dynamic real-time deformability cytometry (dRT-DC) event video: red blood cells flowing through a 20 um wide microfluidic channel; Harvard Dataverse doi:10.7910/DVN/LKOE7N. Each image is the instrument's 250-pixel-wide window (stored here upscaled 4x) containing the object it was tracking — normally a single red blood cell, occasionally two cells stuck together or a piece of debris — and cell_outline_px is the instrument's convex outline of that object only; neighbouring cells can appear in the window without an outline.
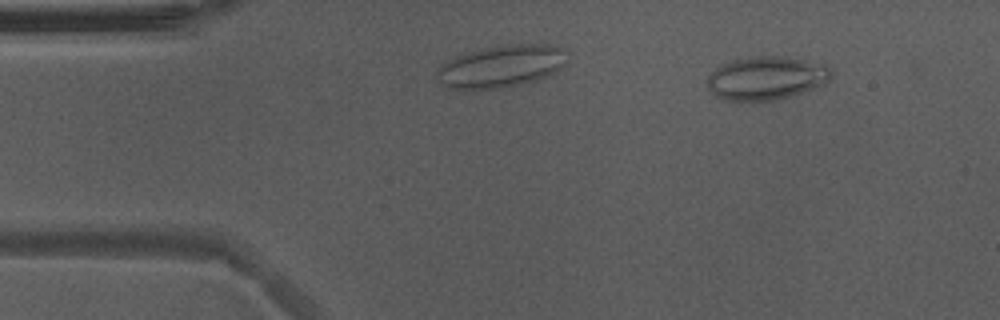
{"species": "Egyptian fruit bat (a non-hibernating species)", "species_latin": "Rousettus aegyptiacus", "temperature_condition": "warm", "stored_images_in_passage": 38, "camera_frame_rate_fps": 3000, "um_per_image_px": 0.085, "animal": {"sex": "male"}, "frame": {"image": 1, "passage_image": 6, "time_ms": 1.667, "image_size_px": [1000, 320], "cell_outline_px": [[832, 76], [824, 84], [816, 88], [792, 96], [776, 100], [724, 100], [716, 96], [708, 88], [708, 76], [720, 64], [732, 60], [756, 56], [784, 56], [828, 64], [832, 68]], "centroid_in_image_um": [65.19, 6.63], "position_along_channel_um": 19.8, "area_um2": 31.62}}
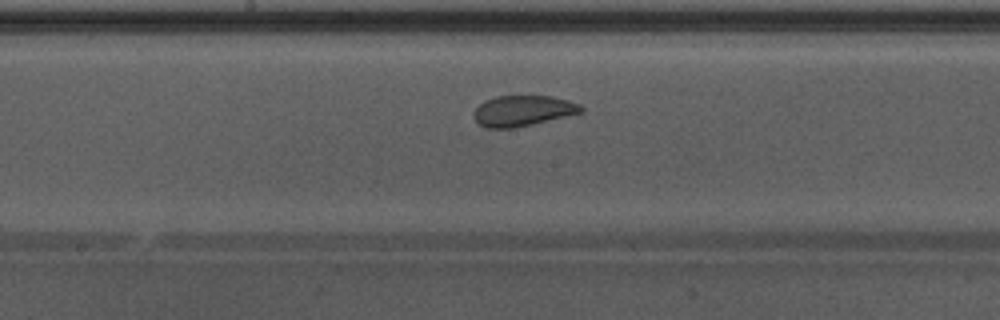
{"frame": {"image": 2, "passage_image": 20, "time_ms": 6.333, "image_size_px": [1000, 320], "cell_outline_px": [[584, 112], [532, 124], [512, 128], [484, 128], [472, 116], [472, 112], [484, 100], [496, 96], [552, 96], [568, 100], [580, 104], [584, 108]], "centroid_in_image_um": [44.43, 9.41], "position_along_channel_um": 203.8, "area_um2": 19.25}}
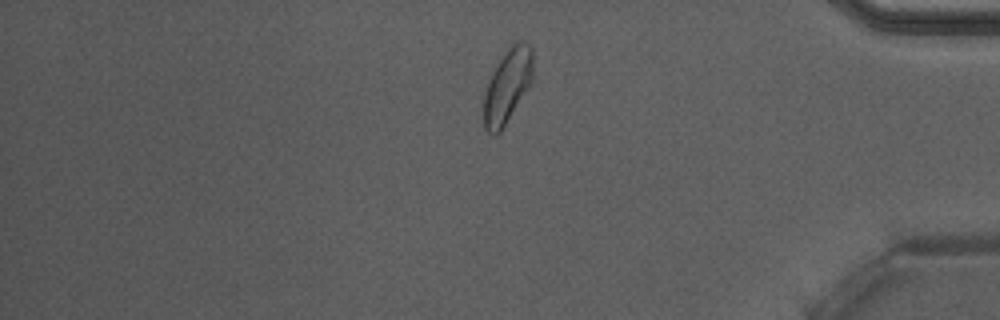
{"frame": {"image": 3, "passage_image": 37, "time_ms": 12.0, "image_size_px": [1000, 320], "cell_outline_px": [[532, 80], [500, 132], [496, 136], [492, 136], [484, 128], [484, 92], [488, 80], [496, 64], [504, 52], [516, 40], [524, 40], [532, 48]], "centroid_in_image_um": [43.1, 7.28], "position_along_channel_um": 392.1, "area_um2": 21.1}}